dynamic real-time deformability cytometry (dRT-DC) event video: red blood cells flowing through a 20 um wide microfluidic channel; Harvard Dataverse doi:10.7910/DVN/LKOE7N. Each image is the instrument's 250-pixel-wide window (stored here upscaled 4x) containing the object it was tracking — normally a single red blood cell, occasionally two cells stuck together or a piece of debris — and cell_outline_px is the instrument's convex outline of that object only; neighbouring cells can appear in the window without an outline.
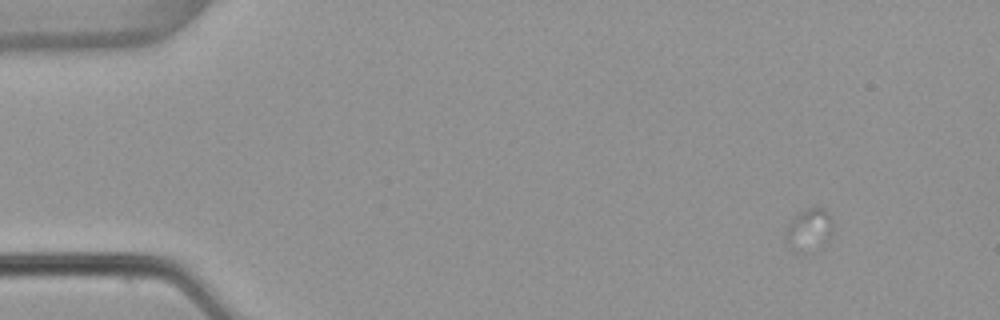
{"species": "common noctule bat (a hibernating species)", "species_latin": "Nyctalus noctula", "temperature_condition": "warm", "stored_images_in_passage": 1, "camera_frame_rate_fps": 3000, "um_per_image_px": 0.085, "animal": {"sex": "female", "body_mass_g": 22.7, "forearm_length_mm": 54.2}, "frame": {"image": 1, "passage_image": 1, "time_ms": 0.0, "image_size_px": [1000, 320], "cell_outline_px": [[832, 232], [804, 256], [800, 256], [784, 240], [784, 236], [788, 224], [800, 212], [808, 208], [824, 208], [828, 212], [832, 220]], "centroid_in_image_um": [68.7, 19.54], "position_along_channel_um": 16.3, "area_um2": 11.39}}